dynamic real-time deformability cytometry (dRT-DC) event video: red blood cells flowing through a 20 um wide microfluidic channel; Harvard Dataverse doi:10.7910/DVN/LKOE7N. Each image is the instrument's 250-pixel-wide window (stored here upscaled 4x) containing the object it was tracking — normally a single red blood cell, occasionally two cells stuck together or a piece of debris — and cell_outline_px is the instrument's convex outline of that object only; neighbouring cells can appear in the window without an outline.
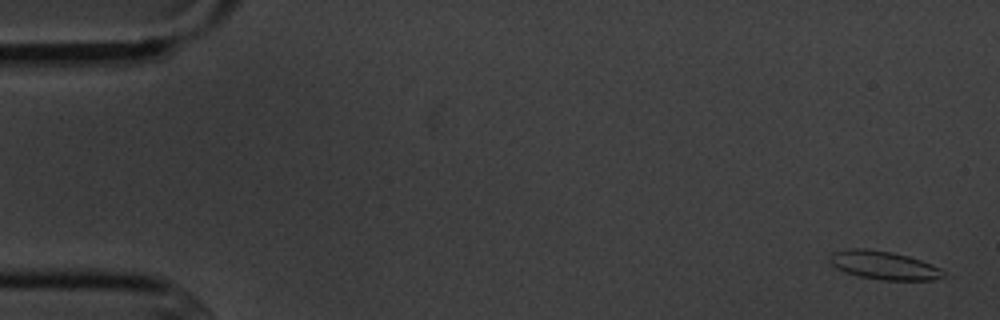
{"species": "common noctule bat (a hibernating species)", "species_latin": "Nyctalus noctula", "temperature_condition": "cold", "stored_images_in_passage": 6, "camera_frame_rate_fps": 3000, "um_per_image_px": 0.085, "animal": {"sex": "male", "body_mass_g": 20.1, "forearm_length_mm": 53.5}, "frame": {"image": 1, "passage_image": 1, "time_ms": 0.0, "image_size_px": [1000, 320], "cell_outline_px": [[944, 276], [932, 280], [880, 280], [860, 276], [844, 272], [836, 268], [828, 260], [828, 256], [832, 252], [848, 248], [868, 248], [892, 252], [908, 256], [932, 264], [940, 268], [944, 272]], "centroid_in_image_um": [75.07, 22.53], "position_along_channel_um": 9.9, "area_um2": 18.96}}
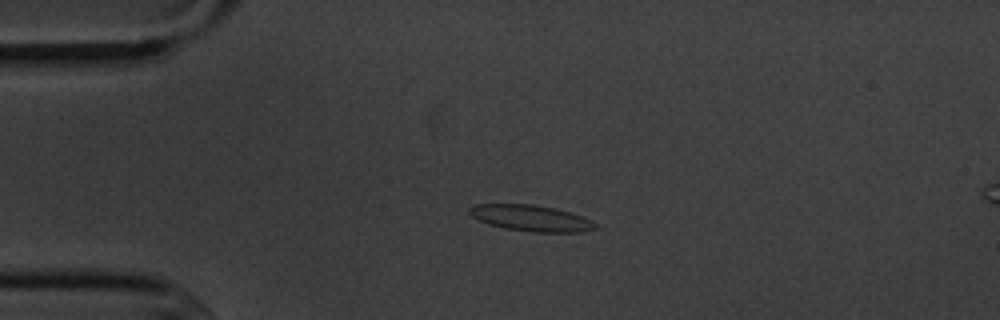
{"frame": {"image": 2, "passage_image": 4, "time_ms": 3.667, "image_size_px": [1000, 320], "cell_outline_px": [[596, 228], [580, 232], [532, 232], [504, 228], [488, 224], [472, 216], [468, 212], [468, 208], [472, 204], [532, 204], [556, 208], [572, 212], [592, 220], [596, 224]], "centroid_in_image_um": [45.13, 18.53], "position_along_channel_um": 39.9, "area_um2": 19.31}}